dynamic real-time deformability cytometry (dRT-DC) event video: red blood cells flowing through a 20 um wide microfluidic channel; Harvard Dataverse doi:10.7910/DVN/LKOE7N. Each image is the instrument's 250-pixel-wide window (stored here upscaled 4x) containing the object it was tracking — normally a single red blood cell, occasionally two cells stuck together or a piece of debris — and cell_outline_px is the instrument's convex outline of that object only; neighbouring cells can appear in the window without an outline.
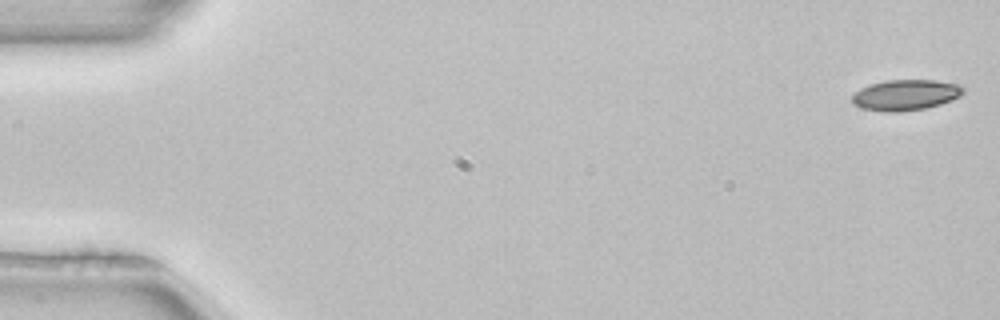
{"species": "common noctule bat (a hibernating species)", "species_latin": "Nyctalus noctula", "temperature_condition": "room temperature", "stored_images_in_passage": 52, "camera_frame_rate_fps": 3000, "um_per_image_px": 0.085, "animal": {"sex": "female", "body_mass_g": 22.7, "forearm_length_mm": 54.2}, "frame": {"image": 1, "passage_image": 1, "time_ms": 0.0, "image_size_px": [1000, 320], "cell_outline_px": [[964, 92], [960, 96], [952, 100], [940, 104], [924, 108], [900, 112], [884, 112], [864, 108], [852, 104], [852, 96], [860, 88], [868, 84], [884, 80], [936, 80], [956, 84], [964, 88]], "centroid_in_image_um": [76.95, 8.07], "position_along_channel_um": 8.0, "area_um2": 19.94}}
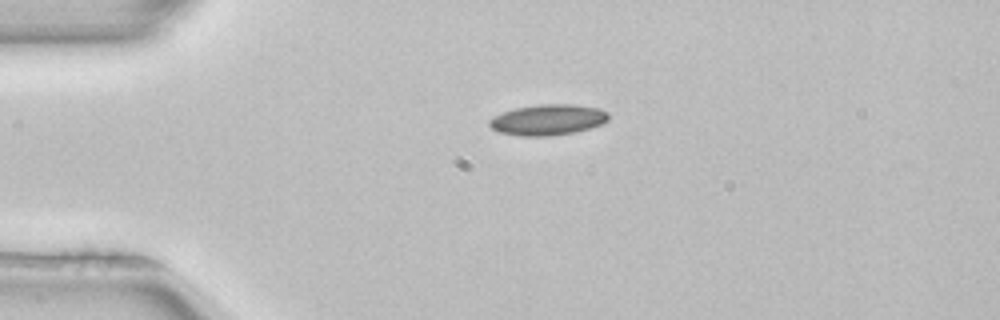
{"frame": {"image": 2, "passage_image": 12, "time_ms": 3.667, "image_size_px": [1000, 320], "cell_outline_px": [[608, 120], [604, 124], [576, 132], [552, 136], [520, 136], [496, 132], [488, 124], [488, 120], [492, 116], [516, 108], [540, 104], [572, 104], [600, 108], [608, 112]], "centroid_in_image_um": [46.57, 10.19], "position_along_channel_um": 38.4, "area_um2": 21.68}}
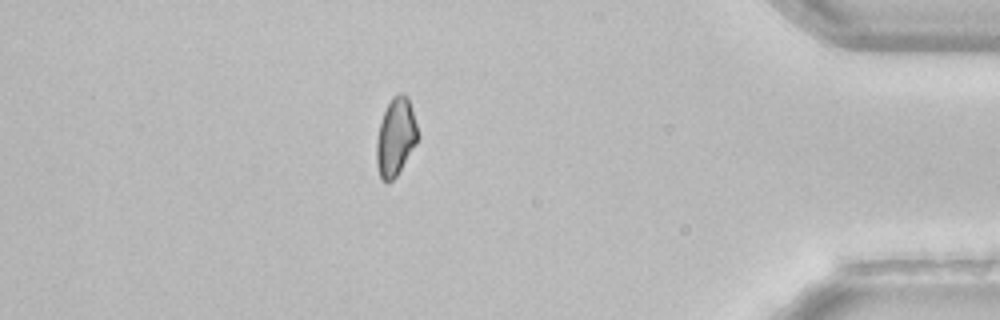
{"frame": {"image": 3, "passage_image": 45, "time_ms": 14.667, "image_size_px": [1000, 320], "cell_outline_px": [[420, 136], [416, 144], [396, 176], [388, 184], [380, 176], [376, 164], [376, 140], [380, 124], [384, 112], [392, 96], [400, 92], [404, 92], [408, 96]], "centroid_in_image_um": [33.64, 11.62], "position_along_channel_um": 401.6, "area_um2": 18.79}, "authors_computed_cell_mechanics": {"area_um2": 19.7676, "velocity_mm_per_s": 3.9797, "shape_relaxation_time_tau1_ms": 4.1744, "shape_relaxation_time_tau2_ms": null, "deformation_change_tau1": 0.0872, "deformation_change_tau2": null}}